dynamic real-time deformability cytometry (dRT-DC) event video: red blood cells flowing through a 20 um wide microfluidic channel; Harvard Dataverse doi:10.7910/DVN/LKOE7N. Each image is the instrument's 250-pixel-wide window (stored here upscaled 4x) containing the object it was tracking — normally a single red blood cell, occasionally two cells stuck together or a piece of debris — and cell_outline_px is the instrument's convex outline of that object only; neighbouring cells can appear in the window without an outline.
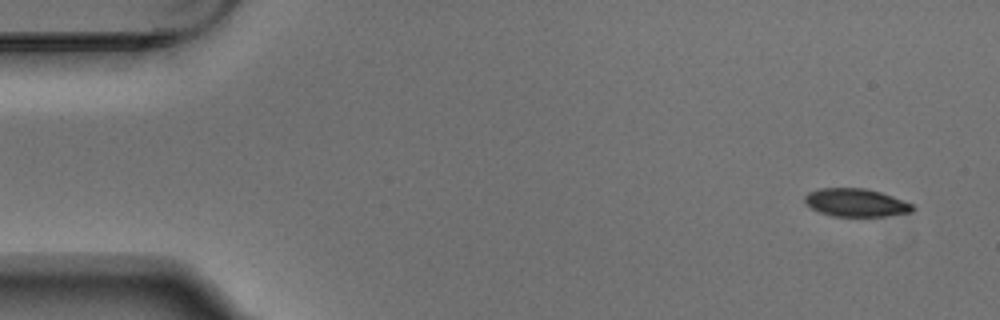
{"species": "Egyptian fruit bat (a non-hibernating species)", "species_latin": "Rousettus aegyptiacus", "temperature_condition": "warm", "stored_images_in_passage": 4, "camera_frame_rate_fps": 3000, "um_per_image_px": 0.085, "animal": {"sex": "male"}, "frame": {"image": 1, "passage_image": 1, "time_ms": 0.0, "image_size_px": [1000, 320], "cell_outline_px": [[916, 208], [912, 212], [884, 216], [832, 216], [820, 212], [812, 208], [804, 200], [804, 196], [808, 192], [820, 188], [864, 188], [880, 192], [892, 196], [912, 204]], "centroid_in_image_um": [72.76, 17.22], "position_along_channel_um": 12.2, "area_um2": 17.51}}
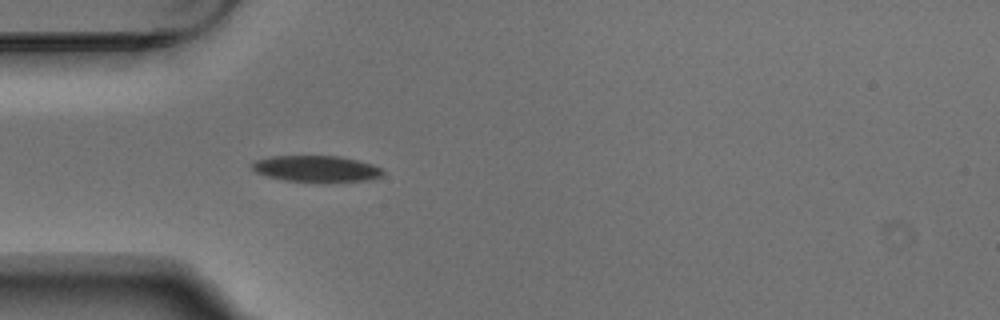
{"frame": {"image": 2, "passage_image": 4, "time_ms": 1.0, "image_size_px": [1000, 320], "cell_outline_px": [[384, 172], [380, 176], [368, 180], [324, 184], [284, 180], [268, 176], [256, 172], [252, 168], [252, 164], [256, 160], [272, 156], [340, 156], [372, 164], [384, 168]], "centroid_in_image_um": [26.94, 14.37], "position_along_channel_um": 58.1, "area_um2": 20.52}}